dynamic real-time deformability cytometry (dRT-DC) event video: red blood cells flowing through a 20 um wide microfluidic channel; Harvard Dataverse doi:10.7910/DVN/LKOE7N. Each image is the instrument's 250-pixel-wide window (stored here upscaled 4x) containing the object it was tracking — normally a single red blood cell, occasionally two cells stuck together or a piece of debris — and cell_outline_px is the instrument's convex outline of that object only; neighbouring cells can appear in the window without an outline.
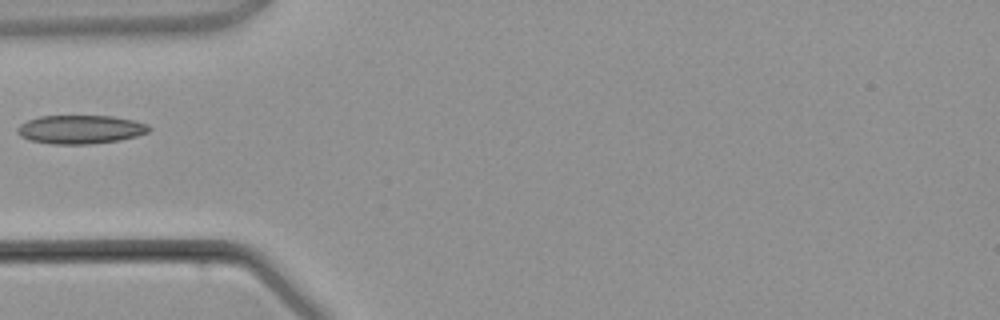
{"species": "common noctule bat (a hibernating species)", "species_latin": "Nyctalus noctula", "temperature_condition": "warm", "stored_images_in_passage": 4, "camera_frame_rate_fps": 3000, "um_per_image_px": 0.085, "animal": {"sex": "male", "body_mass_g": 21.5, "forearm_length_mm": 52.0}, "frame": {"image": 1, "passage_image": 4, "time_ms": 3.667, "image_size_px": [1000, 320], "cell_outline_px": [[152, 128], [148, 132], [136, 136], [120, 140], [92, 144], [52, 144], [28, 140], [20, 136], [16, 132], [16, 128], [20, 124], [28, 120], [40, 116], [112, 116], [132, 120], [148, 124]], "centroid_in_image_um": [6.82, 11.01], "position_along_channel_um": 78.2, "area_um2": 22.08}}